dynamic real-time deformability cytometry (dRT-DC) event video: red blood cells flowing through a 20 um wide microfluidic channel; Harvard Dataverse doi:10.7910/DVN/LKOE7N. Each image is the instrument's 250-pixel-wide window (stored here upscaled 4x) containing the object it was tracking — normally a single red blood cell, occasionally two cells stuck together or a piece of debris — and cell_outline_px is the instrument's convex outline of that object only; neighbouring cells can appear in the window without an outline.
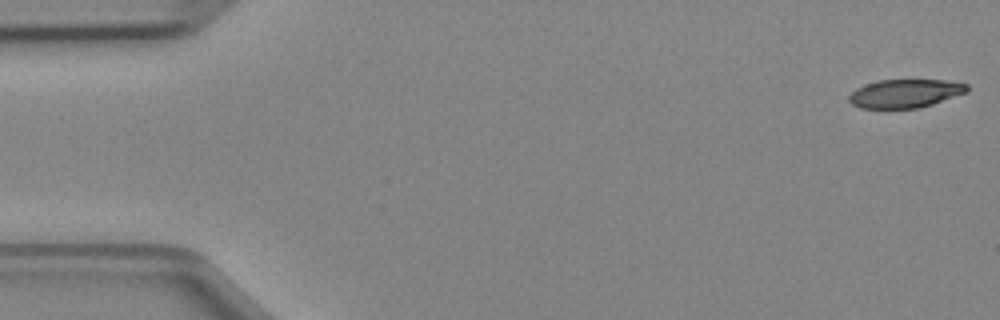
{"species": "Egyptian fruit bat (a non-hibernating species)", "species_latin": "Rousettus aegyptiacus", "temperature_condition": "cold", "stored_images_in_passage": 47, "camera_frame_rate_fps": 3000, "um_per_image_px": 0.085, "animal": {"sex": "female"}, "frame": {"image": 1, "passage_image": 1, "time_ms": 0.0, "image_size_px": [1000, 320], "cell_outline_px": [[968, 92], [920, 108], [860, 108], [852, 104], [848, 100], [848, 96], [856, 88], [864, 84], [876, 80], [948, 80], [968, 84]], "centroid_in_image_um": [76.93, 7.94], "position_along_channel_um": 8.1, "area_um2": 19.71}}
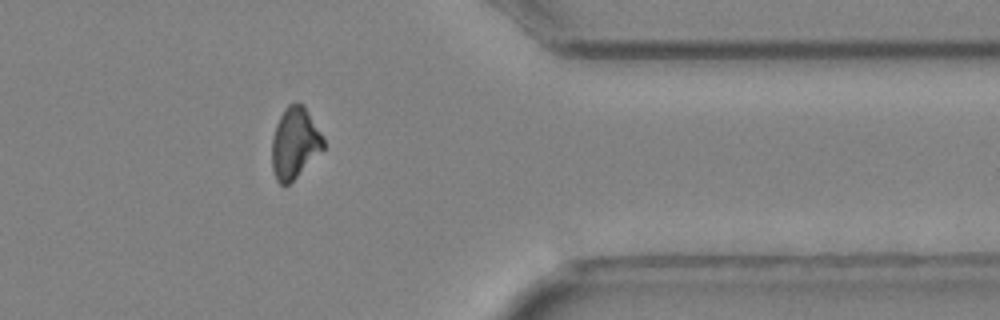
{"frame": {"image": 2, "passage_image": 38, "time_ms": 12.333, "image_size_px": [1000, 320], "cell_outline_px": [[324, 148], [284, 188], [276, 180], [272, 168], [272, 136], [276, 124], [284, 108], [288, 104], [304, 104], [320, 132], [324, 140]], "centroid_in_image_um": [25.02, 12.15], "position_along_channel_um": 386.4, "area_um2": 21.1}}
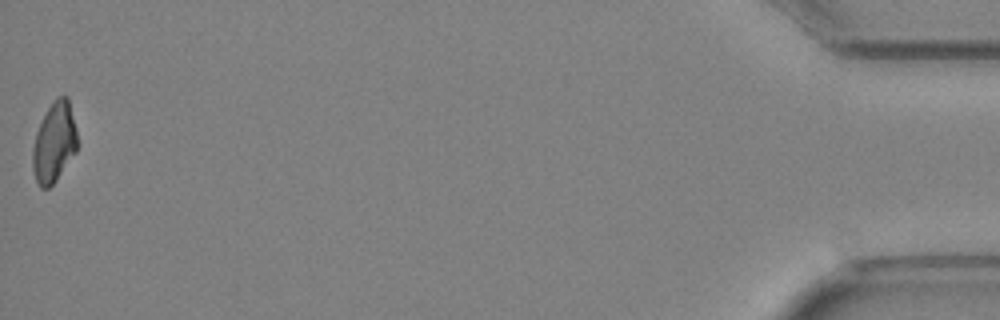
{"frame": {"image": 3, "passage_image": 47, "time_ms": 15.333, "image_size_px": [1000, 320], "cell_outline_px": [[76, 152], [56, 180], [48, 188], [40, 188], [36, 180], [32, 168], [32, 148], [36, 132], [52, 100], [56, 96], [68, 96], [76, 128]], "centroid_in_image_um": [4.59, 12.1], "position_along_channel_um": 430.6, "area_um2": 20.75}}